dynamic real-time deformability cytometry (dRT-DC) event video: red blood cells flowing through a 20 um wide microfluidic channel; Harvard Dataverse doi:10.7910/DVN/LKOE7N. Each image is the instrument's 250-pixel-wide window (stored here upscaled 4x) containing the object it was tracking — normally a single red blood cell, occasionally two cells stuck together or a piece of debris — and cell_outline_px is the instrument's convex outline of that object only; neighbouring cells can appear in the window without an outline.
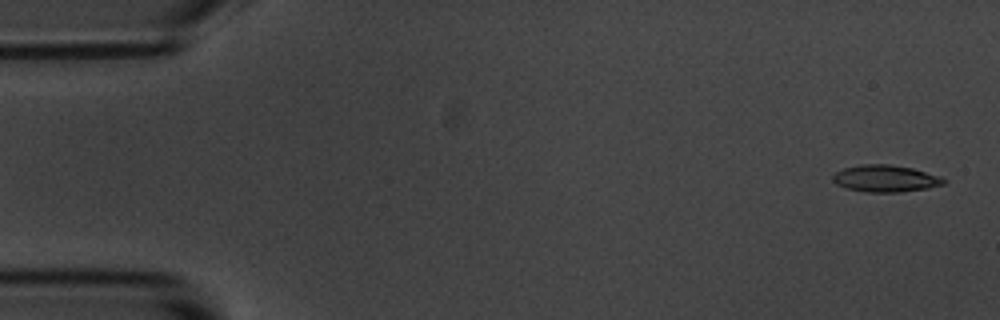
{"species": "common noctule bat (a hibernating species)", "species_latin": "Nyctalus noctula", "temperature_condition": "room temperature", "stored_images_in_passage": 54, "camera_frame_rate_fps": 3000, "um_per_image_px": 0.085, "animal": {"sex": "male", "body_mass_g": 20.1, "forearm_length_mm": 53.5}, "frame": {"image": 1, "passage_image": 2, "time_ms": 0.333, "image_size_px": [1000, 320], "cell_outline_px": [[948, 180], [944, 184], [928, 188], [900, 192], [864, 192], [848, 188], [836, 184], [832, 180], [832, 176], [836, 172], [844, 168], [860, 164], [888, 164], [912, 168], [940, 176]], "centroid_in_image_um": [75.27, 15.17], "position_along_channel_um": 9.7, "area_um2": 17.4}}
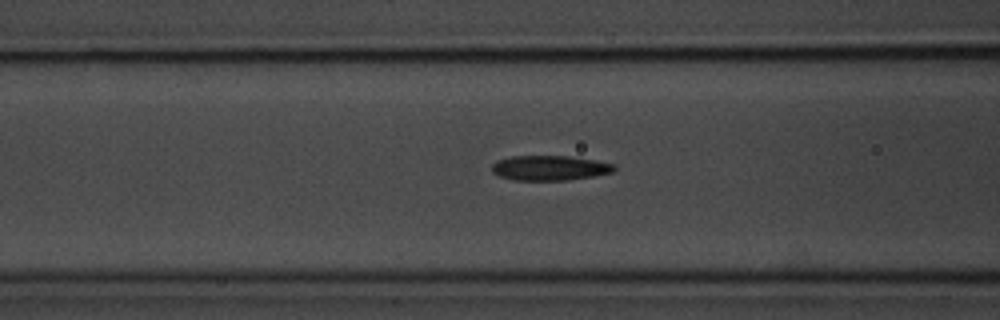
{"frame": {"image": 2, "passage_image": 21, "time_ms": 6.667, "image_size_px": [1000, 320], "cell_outline_px": [[616, 168], [612, 172], [596, 176], [568, 180], [512, 180], [500, 176], [492, 172], [492, 164], [496, 160], [512, 156], [568, 156], [596, 160], [616, 164]], "centroid_in_image_um": [46.74, 14.27], "position_along_channel_um": 119.9, "area_um2": 17.92}}
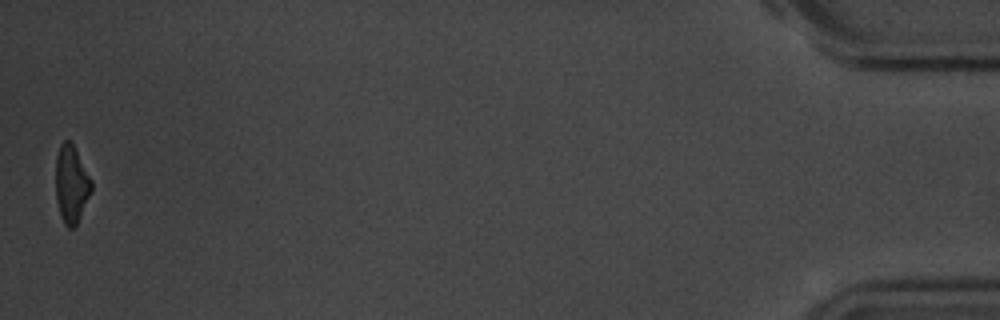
{"frame": {"image": 3, "passage_image": 54, "time_ms": 17.667, "image_size_px": [1000, 320], "cell_outline_px": [[92, 188], [76, 224], [72, 228], [68, 228], [64, 224], [56, 200], [56, 156], [60, 144], [64, 140], [68, 140], [72, 144], [92, 180]], "centroid_in_image_um": [6.05, 15.63], "position_along_channel_um": 429.2, "area_um2": 15.72}, "authors_computed_cell_mechanics": {"area_um2": 17.6001, "velocity_mm_per_s": 3.6805, "shape_relaxation_time_tau1_ms": 3.2858, "shape_relaxation_time_tau2_ms": 5.7388, "deformation_change_tau1": 0.1446, "deformation_change_tau2": 0.154}}